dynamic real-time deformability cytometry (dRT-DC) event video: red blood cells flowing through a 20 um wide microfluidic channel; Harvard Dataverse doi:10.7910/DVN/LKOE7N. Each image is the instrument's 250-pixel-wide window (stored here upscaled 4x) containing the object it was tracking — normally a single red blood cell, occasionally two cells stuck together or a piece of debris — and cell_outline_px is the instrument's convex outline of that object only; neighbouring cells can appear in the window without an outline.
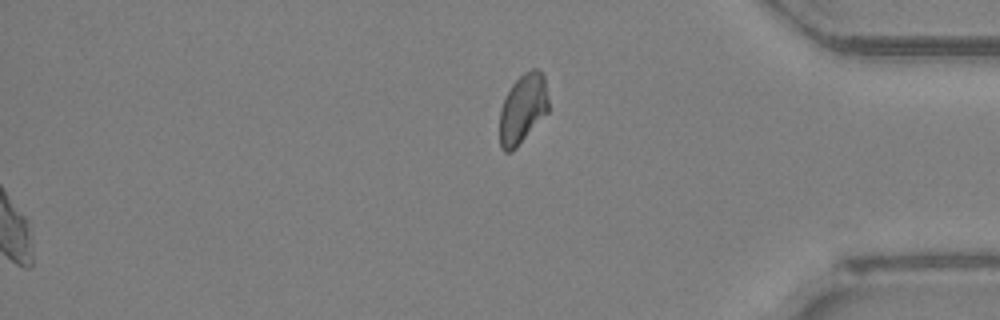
{"species": "Egyptian fruit bat (a non-hibernating species)", "species_latin": "Rousettus aegyptiacus", "temperature_condition": "room temperature", "stored_images_in_passage": 48, "segment_of_instrument_passage": [2, 2], "camera_frame_rate_fps": 3000, "um_per_image_px": 0.085, "animal": {"sex": "female"}, "frame": {"image": 1, "passage_image": 48, "time_ms": 15.667, "image_size_px": [1000, 320], "cell_outline_px": [[548, 112], [516, 148], [512, 152], [504, 152], [500, 148], [500, 108], [512, 84], [524, 72], [532, 68], [540, 68], [544, 76], [548, 100]], "centroid_in_image_um": [44.44, 9.24], "position_along_channel_um": 390.8, "area_um2": 19.83}}